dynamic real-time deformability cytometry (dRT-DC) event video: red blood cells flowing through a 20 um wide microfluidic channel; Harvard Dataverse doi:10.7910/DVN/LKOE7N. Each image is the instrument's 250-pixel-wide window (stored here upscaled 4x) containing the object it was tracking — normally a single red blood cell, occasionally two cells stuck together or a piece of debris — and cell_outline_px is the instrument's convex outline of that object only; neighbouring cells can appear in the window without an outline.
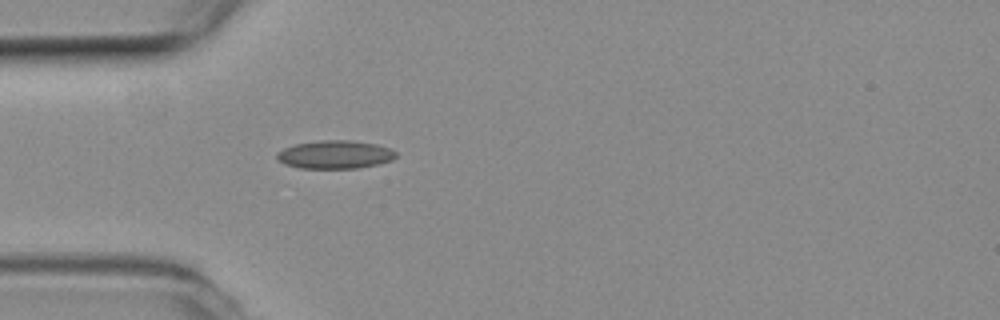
{"species": "common noctule bat (a hibernating species)", "species_latin": "Nyctalus noctula", "temperature_condition": "room temperature", "stored_images_in_passage": 4, "camera_frame_rate_fps": 3000, "um_per_image_px": 0.085, "animal": {"sex": "female", "body_mass_g": 19.3, "forearm_length_mm": 54.1}, "frame": {"image": 1, "passage_image": 4, "time_ms": 1.0, "image_size_px": [1000, 320], "cell_outline_px": [[396, 156], [392, 160], [380, 164], [360, 168], [300, 168], [284, 164], [276, 160], [276, 152], [284, 148], [296, 144], [324, 140], [348, 140], [376, 144], [392, 148], [396, 152]], "centroid_in_image_um": [28.48, 13.14], "position_along_channel_um": 56.5, "area_um2": 19.71}}